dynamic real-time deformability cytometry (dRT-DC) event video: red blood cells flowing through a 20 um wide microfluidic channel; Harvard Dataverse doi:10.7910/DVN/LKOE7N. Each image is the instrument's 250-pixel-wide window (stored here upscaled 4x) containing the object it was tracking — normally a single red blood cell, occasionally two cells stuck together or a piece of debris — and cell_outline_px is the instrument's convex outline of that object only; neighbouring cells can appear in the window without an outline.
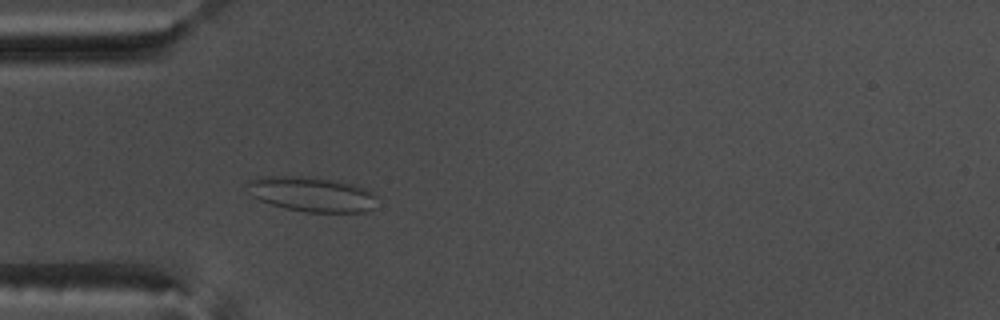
{"species": "common noctule bat (a hibernating species)", "species_latin": "Nyctalus noctula", "temperature_condition": "warm", "stored_images_in_passage": 51, "camera_frame_rate_fps": 3000, "um_per_image_px": 0.085, "animal": {"sex": "male", "body_mass_g": 17.5, "forearm_length_mm": 52.3}, "frame": {"image": 1, "passage_image": 13, "time_ms": 4.0, "image_size_px": [1000, 320], "cell_outline_px": [[376, 208], [364, 212], [304, 212], [284, 208], [260, 200], [252, 196], [248, 192], [244, 184], [248, 180], [256, 176], [308, 176], [336, 180], [352, 184], [364, 188], [372, 192], [376, 196]], "centroid_in_image_um": [26.46, 16.5], "position_along_channel_um": 58.5, "area_um2": 26.88}}
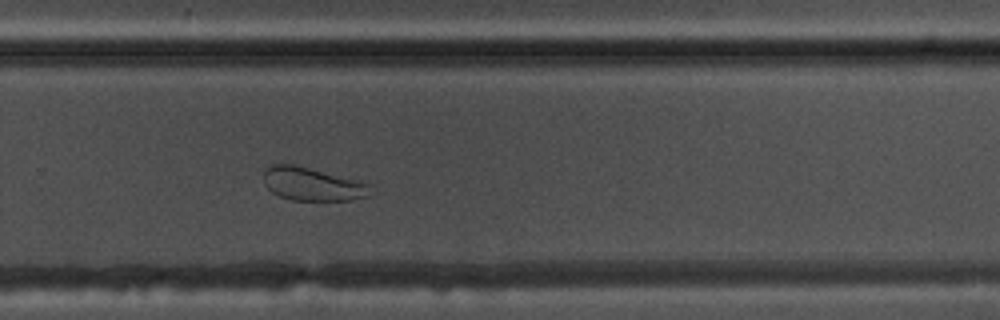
{"frame": {"image": 2, "passage_image": 33, "time_ms": 10.667, "image_size_px": [1000, 320], "cell_outline_px": [[368, 196], [352, 200], [292, 200], [280, 196], [272, 192], [264, 184], [264, 172], [272, 164], [296, 164], [356, 180], [368, 184]], "centroid_in_image_um": [26.49, 15.64], "position_along_channel_um": 303.3, "area_um2": 20.35}}
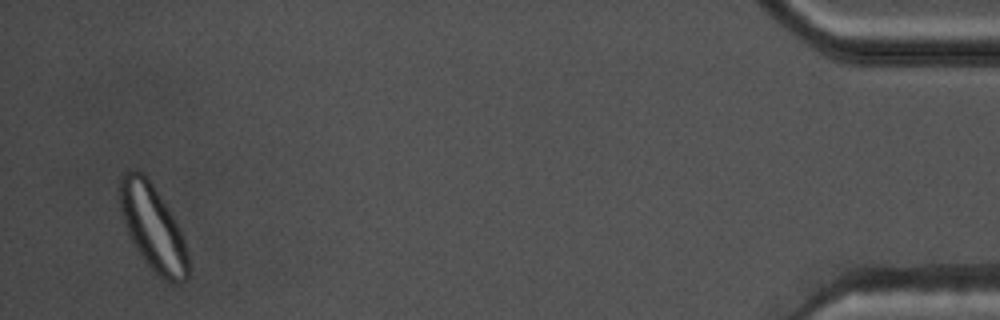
{"frame": {"image": 3, "passage_image": 49, "time_ms": 16.0, "image_size_px": [1000, 320], "cell_outline_px": [[188, 280], [184, 284], [172, 284], [160, 276], [140, 256], [124, 224], [120, 208], [120, 176], [124, 172], [144, 172], [148, 176], [172, 216], [184, 240], [188, 256]], "centroid_in_image_um": [13.0, 19.38], "position_along_channel_um": 422.2, "area_um2": 33.64}, "authors_computed_cell_mechanics": {"area_um2": 28.3798, "velocity_mm_per_s": 3.7404, "shape_relaxation_time_tau1_ms": null, "shape_relaxation_time_tau2_ms": 1.2038, "deformation_change_tau1": null, "deformation_change_tau2": 0.0674}}